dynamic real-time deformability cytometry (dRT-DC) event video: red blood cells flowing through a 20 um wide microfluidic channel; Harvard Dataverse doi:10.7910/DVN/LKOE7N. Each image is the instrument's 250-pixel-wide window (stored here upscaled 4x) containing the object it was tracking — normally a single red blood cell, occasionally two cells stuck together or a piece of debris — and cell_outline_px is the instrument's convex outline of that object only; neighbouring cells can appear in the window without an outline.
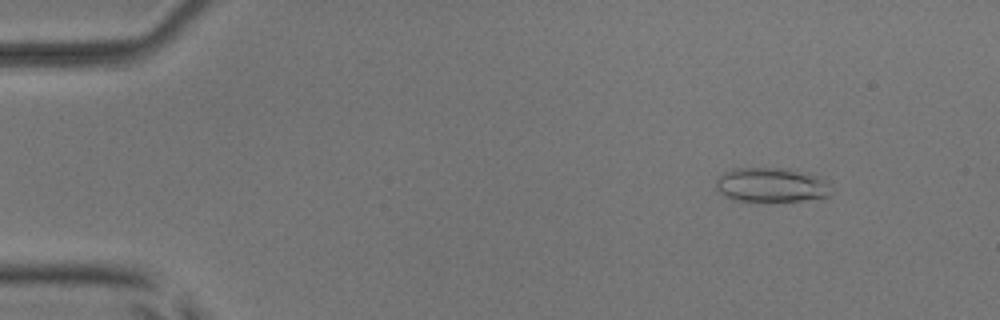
{"species": "common noctule bat (a hibernating species)", "species_latin": "Nyctalus noctula", "temperature_condition": "room temperature", "stored_images_in_passage": 50, "camera_frame_rate_fps": 3000, "um_per_image_px": 0.085, "animal": {"sex": "male", "body_mass_g": 17.9, "forearm_length_mm": 54.2}, "frame": {"image": 1, "passage_image": 6, "time_ms": 1.667, "image_size_px": [1000, 320], "cell_outline_px": [[828, 196], [824, 200], [732, 200], [724, 196], [716, 188], [716, 180], [724, 172], [732, 168], [788, 168], [808, 172], [824, 180], [828, 184]], "centroid_in_image_um": [65.56, 15.71], "position_along_channel_um": 19.4, "area_um2": 23.06}}
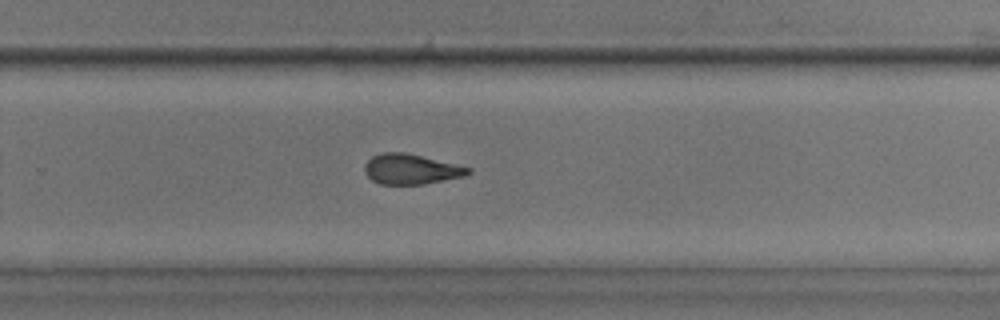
{"frame": {"image": 2, "passage_image": 35, "time_ms": 11.333, "image_size_px": [1000, 320], "cell_outline_px": [[472, 172], [464, 176], [424, 184], [380, 184], [372, 180], [364, 172], [364, 164], [372, 156], [380, 152], [404, 152], [472, 168]], "centroid_in_image_um": [34.91, 14.37], "position_along_channel_um": 294.9, "area_um2": 18.15}}
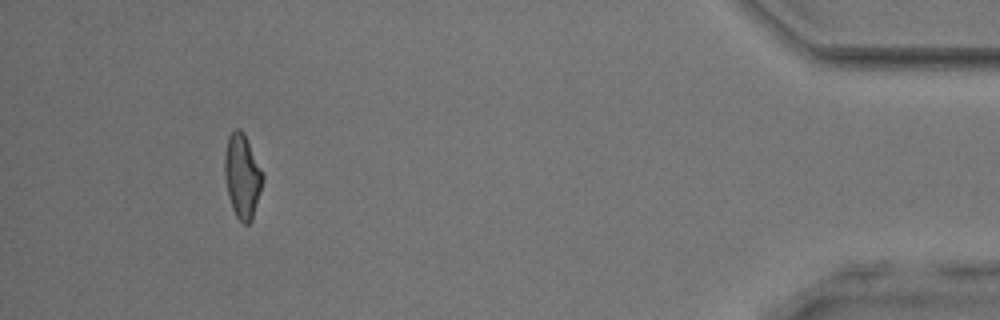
{"frame": {"image": 3, "passage_image": 49, "time_ms": 16.0, "image_size_px": [1000, 320], "cell_outline_px": [[264, 180], [252, 220], [248, 224], [244, 224], [236, 216], [232, 208], [228, 196], [224, 172], [224, 152], [228, 136], [236, 128], [240, 128], [244, 132], [264, 176]], "centroid_in_image_um": [20.58, 14.96], "position_along_channel_um": 414.6, "area_um2": 18.73}}